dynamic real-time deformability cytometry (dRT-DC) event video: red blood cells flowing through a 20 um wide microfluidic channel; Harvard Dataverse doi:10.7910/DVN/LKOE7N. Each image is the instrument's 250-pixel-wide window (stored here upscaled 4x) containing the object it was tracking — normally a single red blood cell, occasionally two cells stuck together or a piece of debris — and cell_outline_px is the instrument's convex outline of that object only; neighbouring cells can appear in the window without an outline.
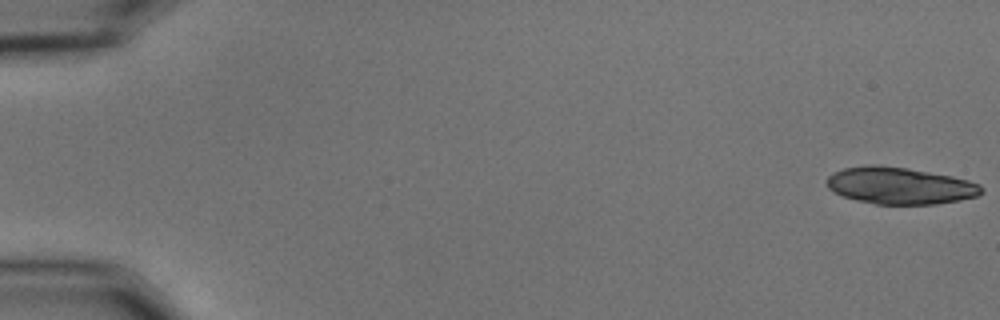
{"species": "common noctule bat (a hibernating species)", "species_latin": "Nyctalus noctula", "temperature_condition": "cold", "stored_images_in_passage": 22, "camera_frame_rate_fps": 3000, "um_per_image_px": 0.085, "animal": {"sex": "male", "body_mass_g": 15.6}, "frame": {"image": 1, "passage_image": 1, "time_ms": 0.0, "image_size_px": [1000, 320], "cell_outline_px": [[984, 192], [976, 196], [960, 200], [936, 204], [876, 204], [856, 200], [844, 196], [828, 188], [828, 176], [832, 172], [844, 168], [864, 164], [876, 164], [908, 168], [952, 176], [968, 180], [980, 184], [984, 188]], "centroid_in_image_um": [76.51, 15.77], "position_along_channel_um": 8.5, "area_um2": 33.35}}